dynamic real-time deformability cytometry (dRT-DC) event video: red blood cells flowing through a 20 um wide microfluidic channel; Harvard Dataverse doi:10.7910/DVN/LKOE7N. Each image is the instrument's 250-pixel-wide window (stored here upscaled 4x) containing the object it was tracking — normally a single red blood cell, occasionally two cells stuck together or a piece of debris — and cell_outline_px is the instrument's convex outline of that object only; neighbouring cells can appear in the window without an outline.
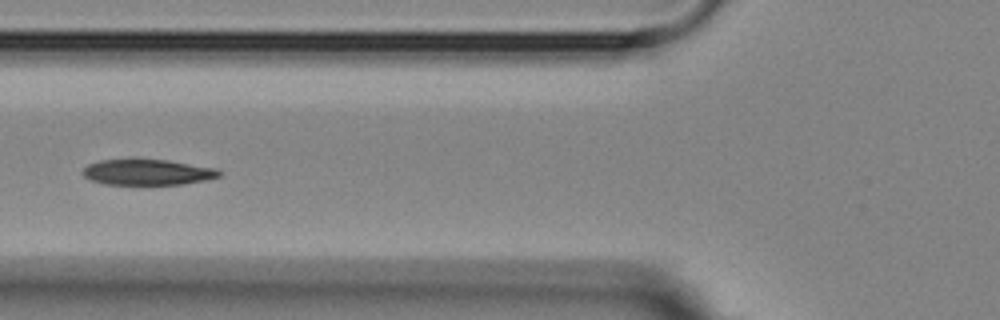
{"species": "Egyptian fruit bat (a non-hibernating species)", "species_latin": "Rousettus aegyptiacus", "temperature_condition": "room temperature", "stored_images_in_passage": 2, "camera_frame_rate_fps": 3000, "um_per_image_px": 0.085, "animal": {"sex": "female"}, "frame": {"image": 1, "passage_image": 2, "time_ms": 1.0, "image_size_px": [1000, 320], "cell_outline_px": [[224, 172], [220, 176], [204, 180], [184, 184], [104, 184], [92, 180], [84, 176], [80, 172], [88, 164], [100, 160], [132, 156], [136, 156], [168, 160], [216, 168]], "centroid_in_image_um": [12.5, 14.58], "position_along_channel_um": 113.3, "area_um2": 21.33}}